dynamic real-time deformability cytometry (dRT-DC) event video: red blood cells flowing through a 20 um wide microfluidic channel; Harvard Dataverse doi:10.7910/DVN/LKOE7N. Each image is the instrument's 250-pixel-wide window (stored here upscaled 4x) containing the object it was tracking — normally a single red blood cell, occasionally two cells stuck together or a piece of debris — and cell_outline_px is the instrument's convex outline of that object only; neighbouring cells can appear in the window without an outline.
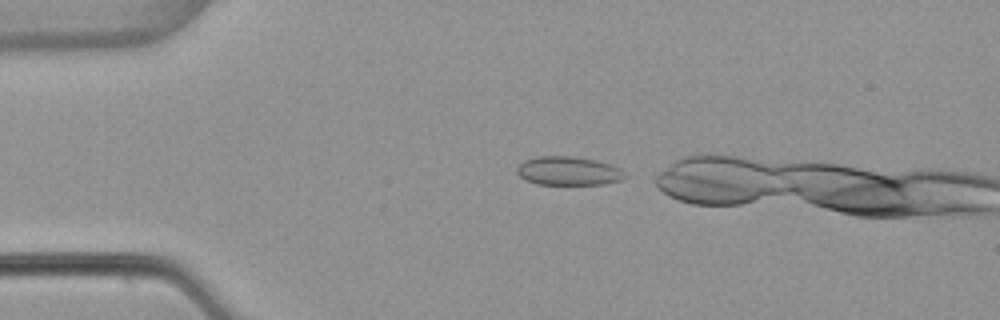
{"species": "common noctule bat (a hibernating species)", "species_latin": "Nyctalus noctula", "temperature_condition": "warm", "stored_images_in_passage": 7, "camera_frame_rate_fps": 3000, "um_per_image_px": 0.085, "animal": {"sex": "female", "body_mass_g": 22.7, "forearm_length_mm": 54.2}, "frame": {"image": 1, "passage_image": 2, "time_ms": 0.333, "image_size_px": [1000, 320], "cell_outline_px": [[628, 176], [624, 180], [604, 184], [536, 184], [524, 180], [516, 172], [516, 168], [524, 160], [536, 156], [572, 156], [596, 160], [612, 164], [620, 168]], "centroid_in_image_um": [48.34, 14.53], "position_along_channel_um": 36.7, "area_um2": 18.38}}